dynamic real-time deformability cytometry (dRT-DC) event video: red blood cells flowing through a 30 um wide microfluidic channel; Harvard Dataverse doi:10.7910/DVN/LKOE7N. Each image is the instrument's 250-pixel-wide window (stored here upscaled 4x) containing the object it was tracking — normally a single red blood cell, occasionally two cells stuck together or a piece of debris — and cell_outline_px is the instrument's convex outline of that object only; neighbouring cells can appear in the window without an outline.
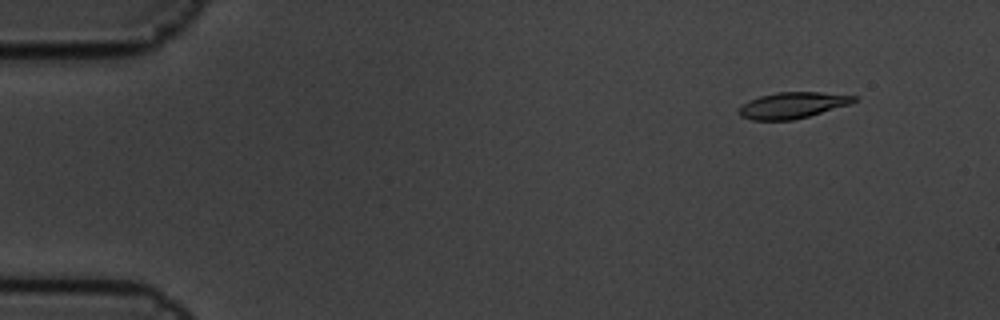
{"species": "common noctule bat (a hibernating species)", "species_latin": "Nyctalus noctula", "temperature_condition": "cold", "stored_images_in_passage": 9, "camera_frame_rate_fps": 3000, "um_per_image_px": 0.085, "animal": {"sex": "male", "body_mass_g": 19.5, "forearm_length_mm": 54.6}, "frame": {"image": 1, "passage_image": 1, "time_ms": 0.0, "image_size_px": [1000, 320], "cell_outline_px": [[860, 96], [856, 100], [848, 104], [808, 116], [792, 120], [752, 120], [740, 116], [736, 112], [748, 100], [760, 96], [776, 92], [820, 92]], "centroid_in_image_um": [67.33, 8.94], "position_along_channel_um": 17.7, "area_um2": 17.4}}
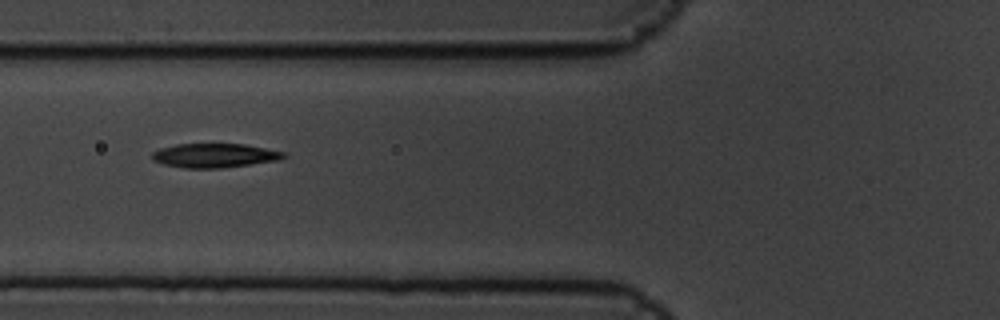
{"frame": {"image": 2, "passage_image": 6, "time_ms": 1.667, "image_size_px": [1000, 320], "cell_outline_px": [[288, 156], [280, 160], [220, 168], [184, 168], [164, 164], [156, 160], [152, 156], [152, 152], [160, 148], [176, 144], [244, 144], [284, 152]], "centroid_in_image_um": [18.26, 13.21], "position_along_channel_um": 107.5, "area_um2": 18.32}}
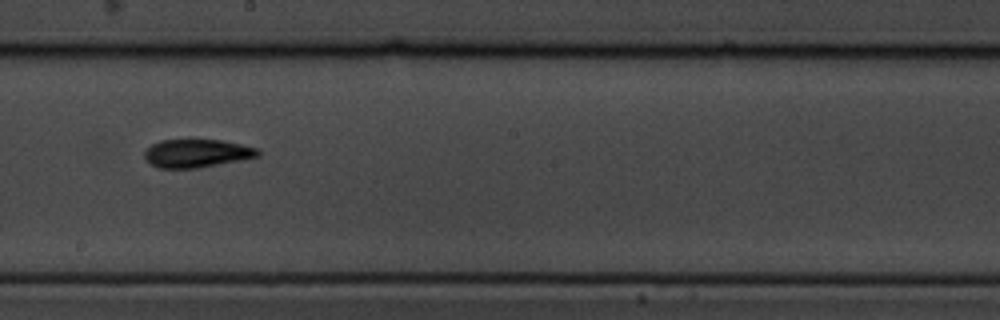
{"frame": {"image": 3, "passage_image": 9, "time_ms": 2.667, "image_size_px": [1000, 320], "cell_outline_px": [[260, 156], [200, 168], [156, 168], [144, 156], [144, 148], [160, 140], [224, 140], [260, 148]], "centroid_in_image_um": [16.74, 13.03], "position_along_channel_um": 231.5, "area_um2": 18.84}}